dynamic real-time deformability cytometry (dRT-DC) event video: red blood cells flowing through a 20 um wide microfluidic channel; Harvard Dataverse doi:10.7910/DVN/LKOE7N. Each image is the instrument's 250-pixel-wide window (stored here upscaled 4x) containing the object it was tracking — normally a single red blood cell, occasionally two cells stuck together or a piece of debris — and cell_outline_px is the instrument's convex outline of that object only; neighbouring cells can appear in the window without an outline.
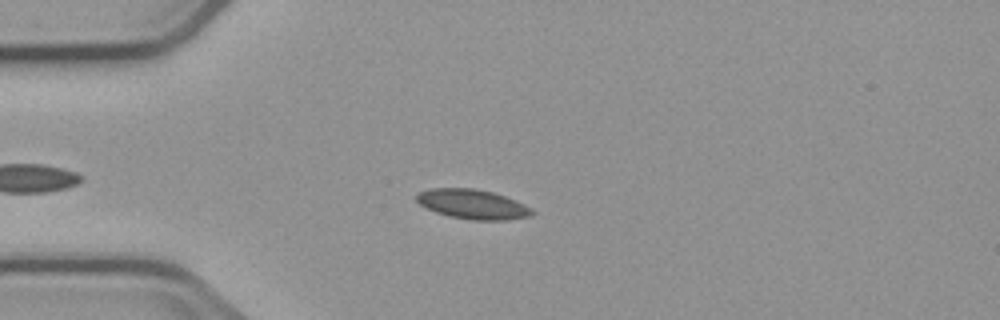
{"species": "common noctule bat (a hibernating species)", "species_latin": "Nyctalus noctula", "temperature_condition": "cold", "stored_images_in_passage": 8, "camera_frame_rate_fps": 3000, "um_per_image_px": 0.085, "animal": {"sex": "male", "body_mass_g": 23.1, "forearm_length_mm": 52.7}, "frame": {"image": 1, "passage_image": 3, "time_ms": 3.667, "image_size_px": [1000, 320], "cell_outline_px": [[536, 212], [532, 216], [508, 220], [472, 220], [448, 216], [436, 212], [420, 204], [416, 200], [416, 192], [428, 188], [476, 188], [492, 192], [516, 200], [532, 208]], "centroid_in_image_um": [40.19, 17.35], "position_along_channel_um": 44.8, "area_um2": 20.17}}
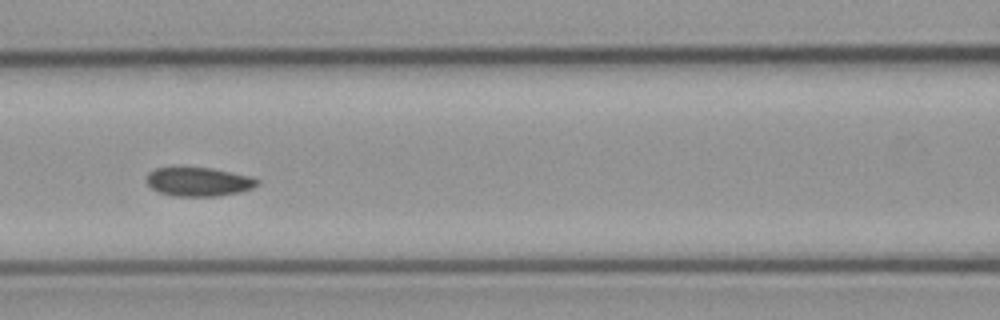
{"frame": {"image": 2, "passage_image": 6, "time_ms": 7.0, "image_size_px": [1000, 320], "cell_outline_px": [[260, 180], [252, 188], [240, 192], [216, 196], [176, 196], [160, 192], [152, 188], [148, 184], [148, 172], [156, 168], [212, 168], [248, 176]], "centroid_in_image_um": [16.88, 15.45], "position_along_channel_um": 149.7, "area_um2": 18.21}}
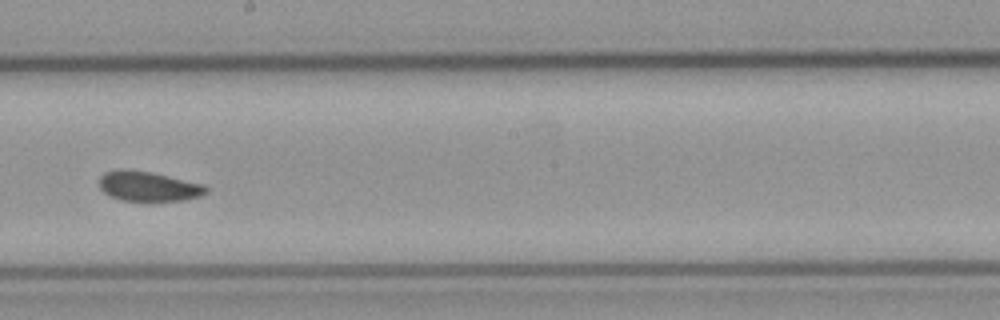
{"frame": {"image": 3, "passage_image": 8, "time_ms": 9.333, "image_size_px": [1000, 320], "cell_outline_px": [[208, 192], [200, 196], [184, 200], [120, 200], [104, 192], [100, 188], [100, 176], [104, 172], [120, 168], [124, 168], [152, 172], [204, 184], [208, 188]], "centroid_in_image_um": [12.61, 15.81], "position_along_channel_um": 235.6, "area_um2": 18.55}}